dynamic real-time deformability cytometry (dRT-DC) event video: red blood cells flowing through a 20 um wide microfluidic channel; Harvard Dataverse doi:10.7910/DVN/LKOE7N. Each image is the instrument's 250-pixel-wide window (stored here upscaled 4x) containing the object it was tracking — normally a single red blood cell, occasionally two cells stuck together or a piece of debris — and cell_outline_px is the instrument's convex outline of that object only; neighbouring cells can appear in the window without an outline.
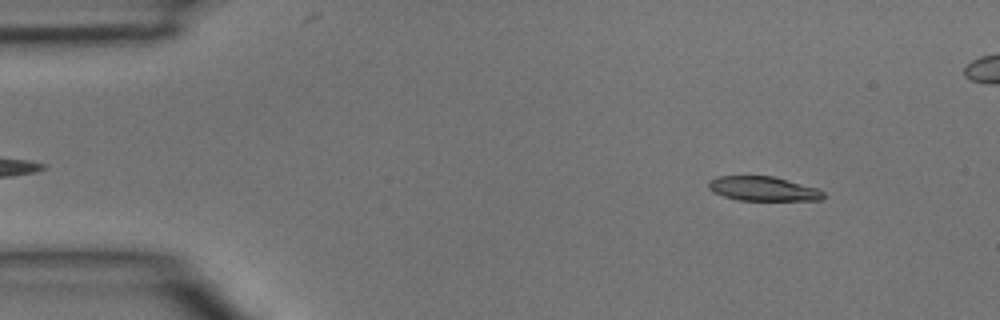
{"species": "common noctule bat (a hibernating species)", "species_latin": "Nyctalus noctula", "temperature_condition": "room temperature", "stored_images_in_passage": 42, "camera_frame_rate_fps": 3000, "um_per_image_px": 0.085, "animal": {"sex": "male", "body_mass_g": 15.6}, "frame": {"image": 1, "passage_image": 4, "time_ms": 1.0, "image_size_px": [1000, 320], "cell_outline_px": [[824, 196], [820, 200], [740, 200], [724, 196], [712, 192], [708, 188], [708, 180], [716, 176], [772, 176], [816, 188], [824, 192]], "centroid_in_image_um": [64.8, 16.04], "position_along_channel_um": 20.2, "area_um2": 16.18}}
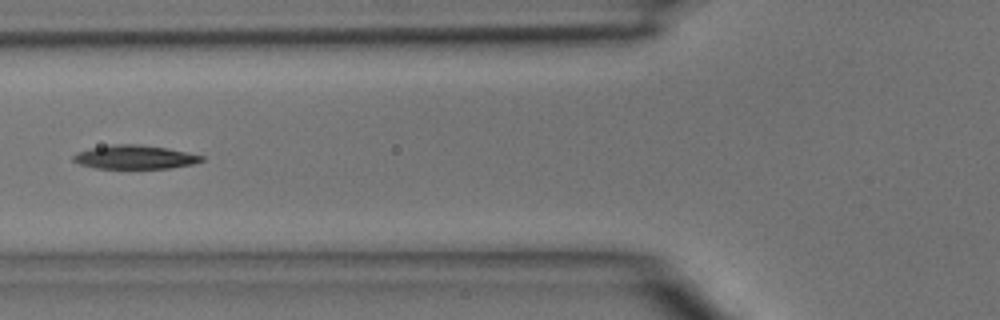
{"frame": {"image": 2, "passage_image": 16, "time_ms": 5.0, "image_size_px": [1000, 320], "cell_outline_px": [[204, 160], [192, 164], [168, 168], [96, 168], [80, 164], [72, 160], [72, 156], [76, 152], [88, 148], [112, 144], [136, 144], [168, 148], [204, 156]], "centroid_in_image_um": [11.41, 13.34], "position_along_channel_um": 114.4, "area_um2": 17.74}}
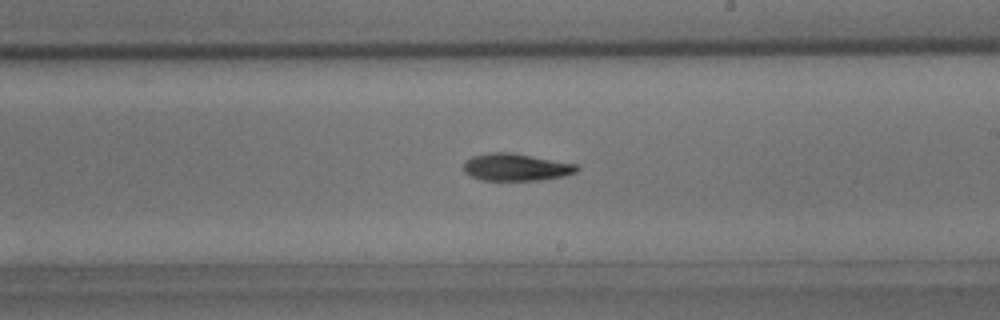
{"frame": {"image": 3, "passage_image": 25, "time_ms": 8.0, "image_size_px": [1000, 320], "cell_outline_px": [[580, 168], [576, 172], [564, 176], [540, 180], [480, 180], [464, 172], [464, 164], [472, 156], [488, 152], [512, 152], [580, 164]], "centroid_in_image_um": [43.91, 14.2], "position_along_channel_um": 245.1, "area_um2": 18.21}}